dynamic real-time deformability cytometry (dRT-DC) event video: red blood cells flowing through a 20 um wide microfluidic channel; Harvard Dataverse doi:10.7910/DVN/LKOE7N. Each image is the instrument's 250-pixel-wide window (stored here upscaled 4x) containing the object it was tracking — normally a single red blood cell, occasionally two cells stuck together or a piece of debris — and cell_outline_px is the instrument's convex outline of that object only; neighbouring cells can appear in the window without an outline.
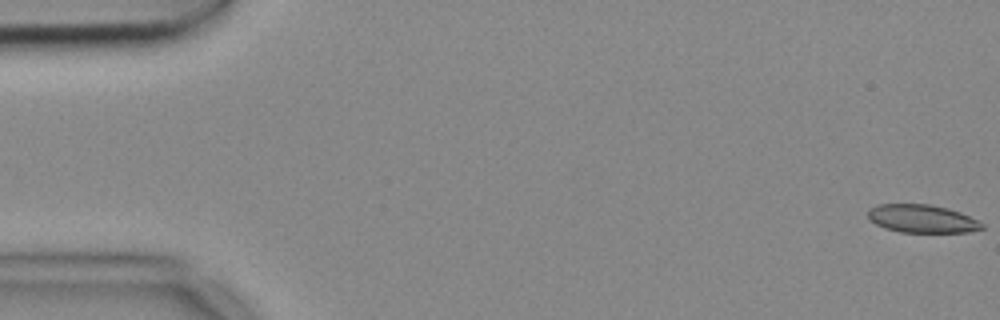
{"species": "common noctule bat (a hibernating species)", "species_latin": "Nyctalus noctula", "temperature_condition": "cold", "stored_images_in_passage": 55, "camera_frame_rate_fps": 3000, "um_per_image_px": 0.085, "animal": {"sex": "female", "body_mass_g": 18.4}, "frame": {"image": 1, "passage_image": 1, "time_ms": 0.0, "image_size_px": [1000, 320], "cell_outline_px": [[984, 228], [968, 232], [900, 232], [884, 228], [868, 220], [868, 208], [876, 204], [932, 204], [948, 208], [960, 212], [984, 224]], "centroid_in_image_um": [78.33, 18.58], "position_along_channel_um": 6.7, "area_um2": 18.79}}
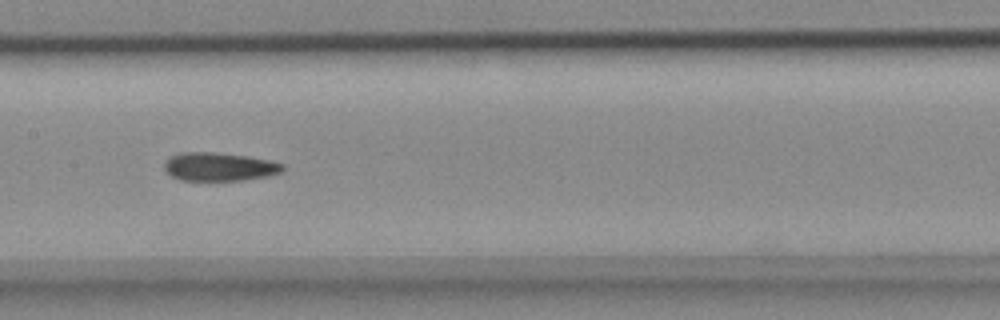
{"frame": {"image": 2, "passage_image": 27, "time_ms": 8.667, "image_size_px": [1000, 320], "cell_outline_px": [[284, 172], [268, 176], [244, 180], [180, 180], [172, 176], [164, 168], [164, 164], [172, 156], [180, 152], [216, 152], [248, 156], [268, 160], [284, 164]], "centroid_in_image_um": [18.68, 14.17], "position_along_channel_um": 188.7, "area_um2": 19.59}}
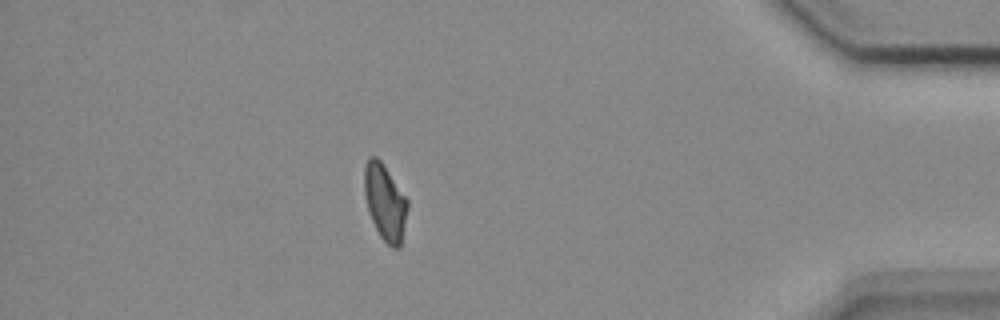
{"frame": {"image": 3, "passage_image": 48, "time_ms": 15.667, "image_size_px": [1000, 320], "cell_outline_px": [[408, 208], [400, 248], [392, 248], [380, 236], [368, 212], [364, 192], [364, 168], [368, 160], [372, 156], [376, 156], [380, 160], [408, 200]], "centroid_in_image_um": [32.72, 17.21], "position_along_channel_um": 402.5, "area_um2": 18.96}, "authors_computed_cell_mechanics": {"area_um2": 19.7676, "velocity_mm_per_s": 3.6956, "shape_relaxation_time_tau1_ms": null, "shape_relaxation_time_tau2_ms": 6.6718, "deformation_change_tau1": null, "deformation_change_tau2": 0.1374}}